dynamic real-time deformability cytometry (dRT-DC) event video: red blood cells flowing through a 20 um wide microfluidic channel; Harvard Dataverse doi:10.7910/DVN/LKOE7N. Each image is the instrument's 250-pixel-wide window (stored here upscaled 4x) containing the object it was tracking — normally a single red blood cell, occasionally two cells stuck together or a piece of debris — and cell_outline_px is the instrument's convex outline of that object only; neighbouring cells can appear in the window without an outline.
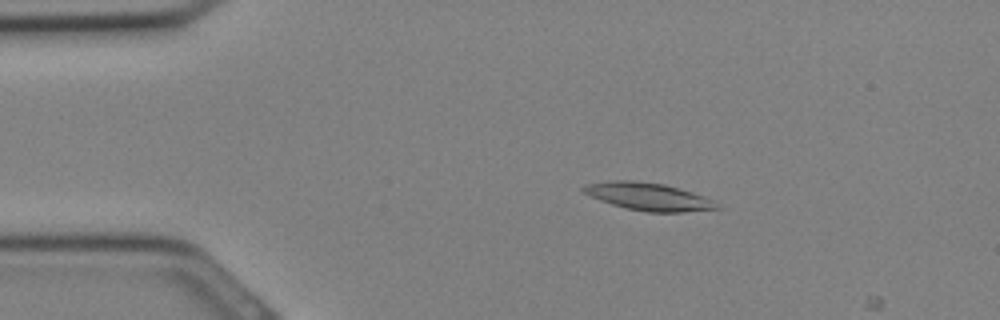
{"species": "Egyptian fruit bat (a non-hibernating species)", "species_latin": "Rousettus aegyptiacus", "temperature_condition": "cold", "stored_images_in_passage": 3, "camera_frame_rate_fps": 3000, "um_per_image_px": 0.085, "animal": {"sex": "female"}, "frame": {"image": 1, "passage_image": 2, "time_ms": 0.333, "image_size_px": [1000, 320], "cell_outline_px": [[720, 208], [684, 212], [648, 212], [624, 208], [600, 200], [584, 192], [580, 188], [588, 184], [616, 180], [632, 180], [664, 184], [692, 192], [712, 200]], "centroid_in_image_um": [55.1, 16.71], "position_along_channel_um": 29.9, "area_um2": 21.1}}